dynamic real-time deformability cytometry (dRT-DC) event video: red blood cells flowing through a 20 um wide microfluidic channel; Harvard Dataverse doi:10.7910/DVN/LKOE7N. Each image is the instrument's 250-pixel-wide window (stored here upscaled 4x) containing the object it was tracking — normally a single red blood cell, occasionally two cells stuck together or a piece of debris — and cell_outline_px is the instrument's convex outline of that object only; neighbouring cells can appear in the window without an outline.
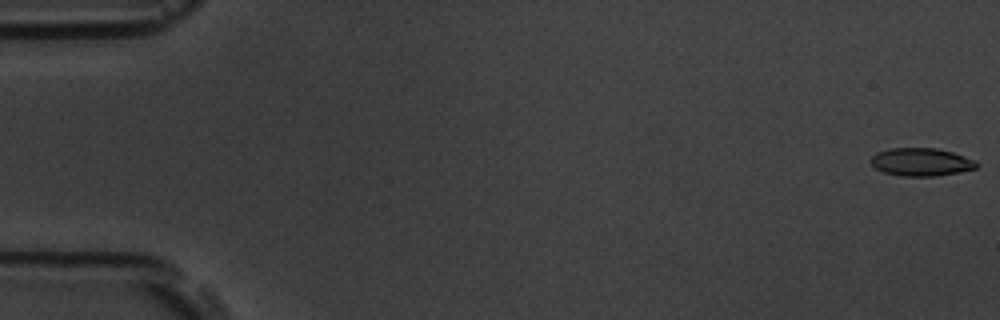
{"species": "common noctule bat (a hibernating species)", "species_latin": "Nyctalus noctula", "temperature_condition": "room temperature", "stored_images_in_passage": 56, "camera_frame_rate_fps": 3000, "um_per_image_px": 0.085, "animal": {"sex": "male", "body_mass_g": 19.5, "forearm_length_mm": 54.6}, "frame": {"image": 1, "passage_image": 1, "time_ms": 0.0, "image_size_px": [1000, 320], "cell_outline_px": [[980, 164], [976, 168], [936, 176], [900, 176], [884, 172], [876, 168], [868, 160], [876, 152], [888, 148], [936, 148], [952, 152], [976, 160]], "centroid_in_image_um": [78.27, 13.76], "position_along_channel_um": 6.7, "area_um2": 17.28}}
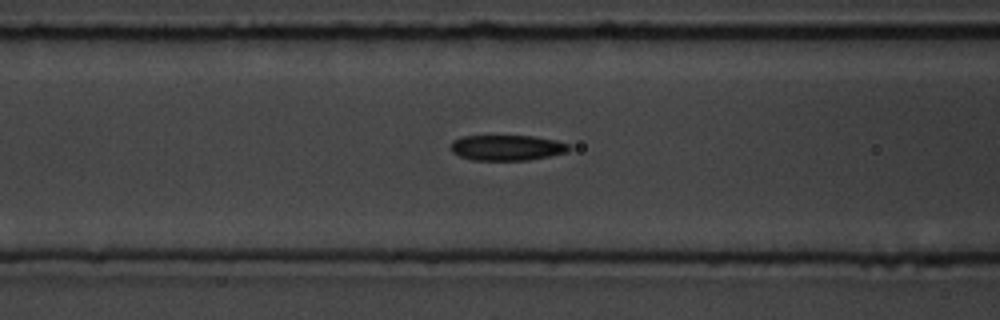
{"frame": {"image": 2, "passage_image": 23, "time_ms": 7.333, "image_size_px": [1000, 320], "cell_outline_px": [[572, 148], [568, 152], [528, 160], [472, 160], [460, 156], [452, 152], [448, 148], [452, 140], [464, 136], [532, 136], [556, 140], [568, 144]], "centroid_in_image_um": [43.06, 12.55], "position_along_channel_um": 123.5, "area_um2": 17.69}}
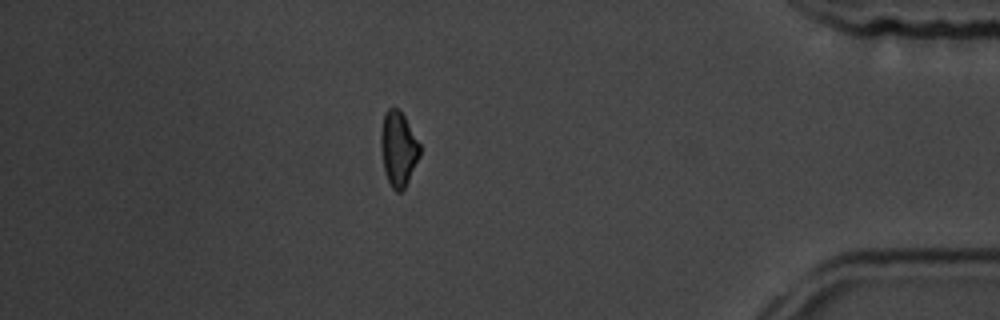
{"frame": {"image": 3, "passage_image": 49, "time_ms": 16.0, "image_size_px": [1000, 320], "cell_outline_px": [[420, 156], [404, 188], [400, 192], [396, 192], [392, 188], [388, 180], [384, 168], [380, 144], [380, 132], [384, 112], [388, 108], [396, 108], [404, 116], [420, 144]], "centroid_in_image_um": [33.85, 12.63], "position_along_channel_um": 401.4, "area_um2": 16.82}, "authors_computed_cell_mechanics": {"area_um2": 17.6868, "velocity_mm_per_s": 3.6775, "shape_relaxation_time_tau1_ms": 4.3405, "shape_relaxation_time_tau2_ms": 8.1401, "deformation_change_tau1": 0.1207, "deformation_change_tau2": 0.1587}}